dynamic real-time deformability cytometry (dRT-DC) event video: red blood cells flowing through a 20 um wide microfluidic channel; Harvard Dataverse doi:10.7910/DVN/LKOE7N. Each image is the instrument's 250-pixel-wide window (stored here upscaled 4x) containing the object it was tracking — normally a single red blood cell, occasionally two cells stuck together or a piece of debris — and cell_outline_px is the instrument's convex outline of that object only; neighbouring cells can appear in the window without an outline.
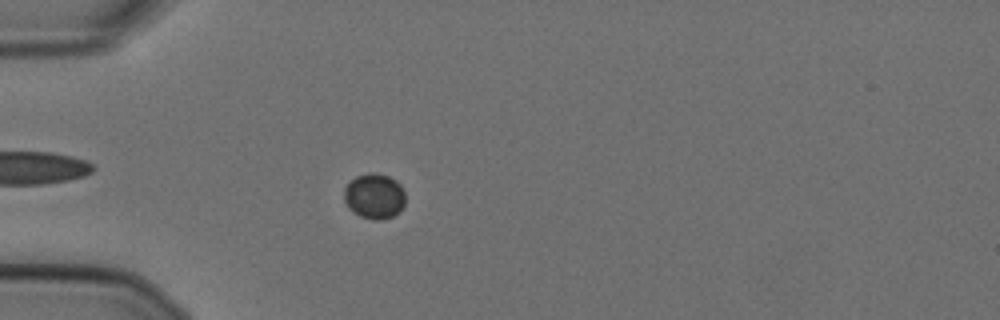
{"species": "Egyptian fruit bat (a non-hibernating species)", "species_latin": "Rousettus aegyptiacus", "temperature_condition": "cold", "stored_images_in_passage": 53, "camera_frame_rate_fps": 3000, "um_per_image_px": 0.085, "animal": {"sex": "female"}, "frame": {"image": 1, "passage_image": 13, "time_ms": 4.0, "image_size_px": [1000, 320], "cell_outline_px": [[404, 204], [400, 212], [392, 216], [380, 220], [372, 220], [360, 216], [352, 212], [348, 208], [344, 200], [344, 188], [356, 176], [368, 172], [372, 172], [388, 176], [396, 180], [400, 184], [404, 192]], "centroid_in_image_um": [31.81, 16.68], "position_along_channel_um": 53.2, "area_um2": 16.3}}
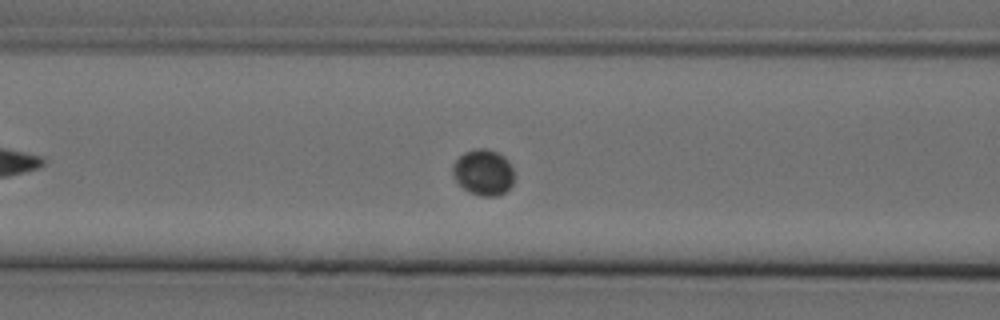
{"frame": {"image": 2, "passage_image": 20, "time_ms": 6.333, "image_size_px": [1000, 320], "cell_outline_px": [[512, 184], [504, 192], [496, 196], [480, 196], [468, 192], [456, 180], [452, 172], [452, 168], [456, 160], [464, 152], [476, 148], [484, 148], [496, 152], [504, 156], [508, 160], [512, 168]], "centroid_in_image_um": [41.07, 14.64], "position_along_channel_um": 125.5, "area_um2": 16.24}}
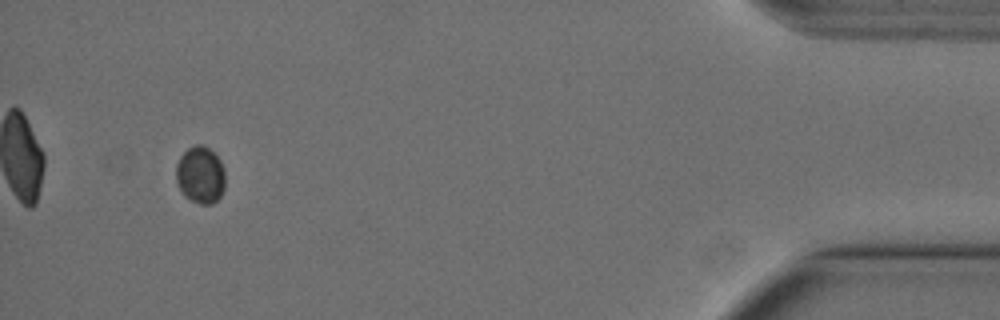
{"frame": {"image": 3, "passage_image": 50, "time_ms": 16.333, "image_size_px": [1000, 320], "cell_outline_px": [[224, 188], [220, 196], [212, 204], [200, 204], [184, 196], [176, 180], [176, 164], [180, 156], [188, 148], [196, 144], [200, 144], [208, 148], [220, 160], [224, 168]], "centroid_in_image_um": [17.03, 14.86], "position_along_channel_um": 418.2, "area_um2": 16.24}}